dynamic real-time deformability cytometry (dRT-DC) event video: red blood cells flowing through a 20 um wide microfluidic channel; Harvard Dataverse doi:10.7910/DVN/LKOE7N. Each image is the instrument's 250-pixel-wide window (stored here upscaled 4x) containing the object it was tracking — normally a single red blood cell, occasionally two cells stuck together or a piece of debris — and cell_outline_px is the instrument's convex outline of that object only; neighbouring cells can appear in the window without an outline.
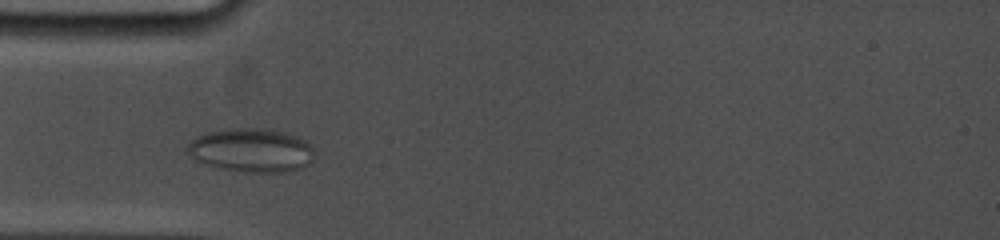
{"species": "common noctule bat (a hibernating species)", "species_latin": "Nyctalus noctula", "temperature_condition": "cold", "stored_images_in_passage": 8, "camera_frame_rate_fps": 5000, "um_per_image_px": 0.085, "animal": {"sex": "female", "body_mass_g": 19.0, "forearm_length_mm": 53.3}, "frame": {"image": 1, "passage_image": 5, "time_ms": 2.8, "image_size_px": [1000, 240], "cell_outline_px": [[312, 160], [308, 164], [300, 168], [284, 172], [244, 172], [220, 168], [204, 164], [196, 160], [184, 148], [196, 136], [208, 132], [236, 128], [264, 128], [284, 132], [308, 140], [312, 148]], "centroid_in_image_um": [21.36, 12.77], "position_along_channel_um": 63.6, "area_um2": 32.37}}
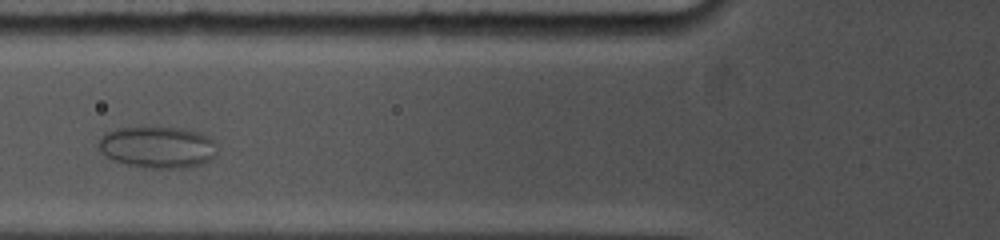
{"frame": {"image": 2, "passage_image": 7, "time_ms": 4.2, "image_size_px": [1000, 240], "cell_outline_px": [[216, 156], [200, 164], [184, 168], [152, 168], [128, 164], [116, 160], [100, 152], [96, 144], [100, 136], [104, 132], [112, 128], [144, 124], [184, 128], [200, 132], [216, 140]], "centroid_in_image_um": [13.36, 12.43], "position_along_channel_um": 112.4, "area_um2": 29.94}}